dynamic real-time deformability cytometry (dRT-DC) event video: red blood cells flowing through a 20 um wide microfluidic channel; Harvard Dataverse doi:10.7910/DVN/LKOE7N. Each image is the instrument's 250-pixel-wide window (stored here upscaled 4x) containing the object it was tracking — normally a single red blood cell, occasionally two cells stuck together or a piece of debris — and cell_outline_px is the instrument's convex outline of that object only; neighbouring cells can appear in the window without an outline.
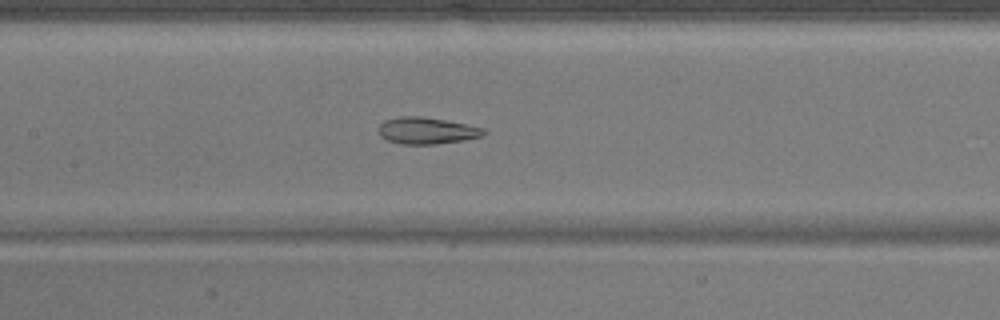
{"species": "common noctule bat (a hibernating species)", "species_latin": "Nyctalus noctula", "temperature_condition": "warm", "stored_images_in_passage": 50, "camera_frame_rate_fps": 3000, "um_per_image_px": 0.085, "animal": {"sex": "male", "body_mass_g": 17.9}, "frame": {"image": 1, "passage_image": 24, "time_ms": 7.667, "image_size_px": [1000, 320], "cell_outline_px": [[488, 132], [484, 136], [464, 140], [436, 144], [400, 144], [388, 140], [380, 136], [380, 124], [384, 120], [400, 116], [420, 116], [444, 120], [484, 128]], "centroid_in_image_um": [36.3, 11.11], "position_along_channel_um": 171.1, "area_um2": 16.3}}
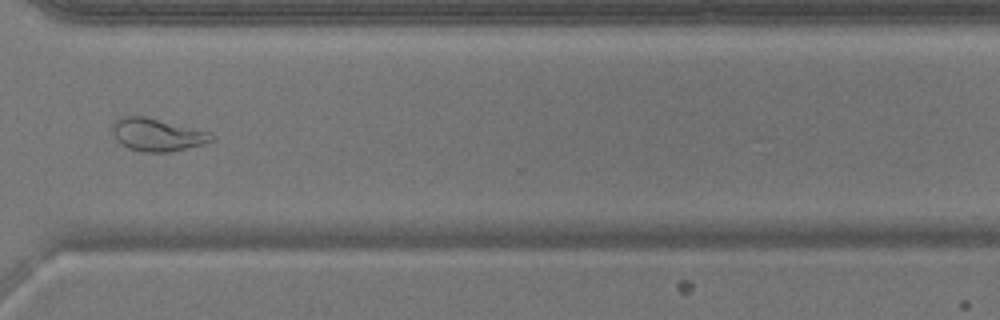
{"frame": {"image": 2, "passage_image": 38, "time_ms": 12.333, "image_size_px": [1000, 320], "cell_outline_px": [[212, 140], [204, 144], [168, 152], [144, 152], [128, 148], [120, 144], [116, 140], [112, 132], [112, 124], [116, 120], [124, 116], [144, 116], [208, 132], [212, 136]], "centroid_in_image_um": [13.29, 11.46], "position_along_channel_um": 357.3, "area_um2": 18.55}}
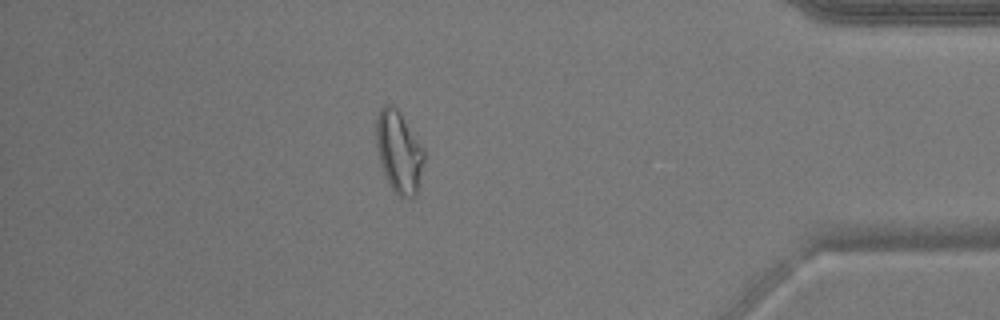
{"frame": {"image": 3, "passage_image": 44, "time_ms": 14.333, "image_size_px": [1000, 320], "cell_outline_px": [[424, 160], [416, 196], [400, 196], [392, 188], [384, 172], [380, 160], [376, 144], [376, 116], [380, 108], [384, 104], [392, 104], [400, 112], [424, 148]], "centroid_in_image_um": [33.91, 12.84], "position_along_channel_um": 401.3, "area_um2": 22.54}}